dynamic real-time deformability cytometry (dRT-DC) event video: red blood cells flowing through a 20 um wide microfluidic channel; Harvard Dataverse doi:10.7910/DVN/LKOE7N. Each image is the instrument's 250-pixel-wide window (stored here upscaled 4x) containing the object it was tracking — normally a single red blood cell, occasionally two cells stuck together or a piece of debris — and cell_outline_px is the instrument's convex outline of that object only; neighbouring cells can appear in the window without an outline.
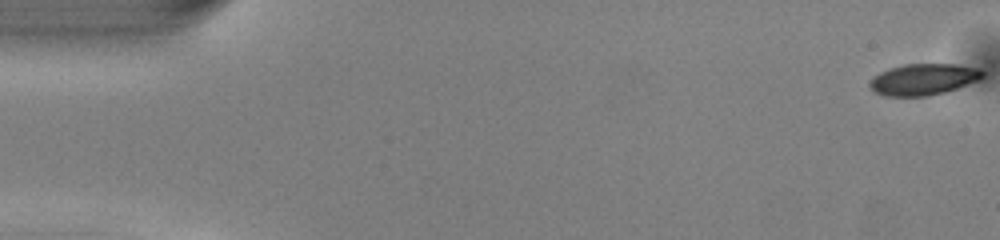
{"species": "common noctule bat (a hibernating species)", "species_latin": "Nyctalus noctula", "temperature_condition": "warm", "stored_images_in_passage": 7, "camera_frame_rate_fps": 3000, "um_per_image_px": 0.085, "animal": {"sex": "male", "body_mass_g": 13.0, "forearm_length_mm": 53.1}, "frame": {"image": 1, "passage_image": 1, "time_ms": 0.0, "image_size_px": [1000, 240], "cell_outline_px": [[984, 76], [980, 80], [944, 92], [928, 96], [884, 96], [872, 92], [868, 84], [872, 76], [888, 68], [904, 64], [956, 64], [980, 68], [984, 72]], "centroid_in_image_um": [78.46, 6.74], "position_along_channel_um": 6.5, "area_um2": 20.92}}